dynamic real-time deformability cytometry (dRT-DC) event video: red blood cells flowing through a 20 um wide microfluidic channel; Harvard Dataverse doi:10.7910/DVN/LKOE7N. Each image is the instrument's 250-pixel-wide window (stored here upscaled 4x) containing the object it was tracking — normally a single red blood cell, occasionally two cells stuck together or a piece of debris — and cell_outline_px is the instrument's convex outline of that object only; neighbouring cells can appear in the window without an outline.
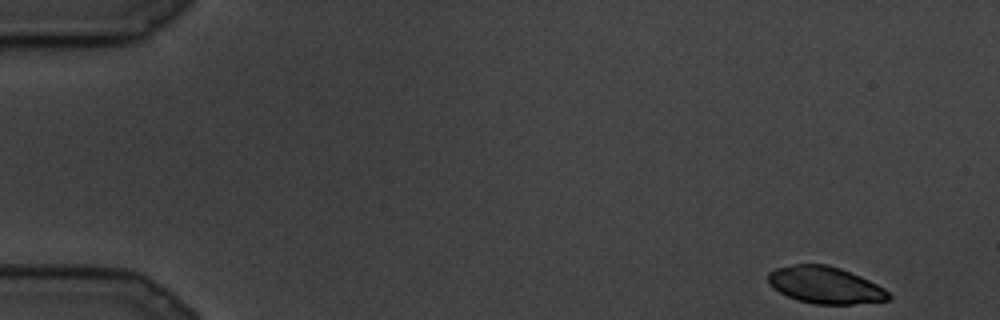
{"species": "common noctule bat (a hibernating species)", "species_latin": "Nyctalus noctula", "temperature_condition": "cold", "stored_images_in_passage": 6, "camera_frame_rate_fps": 3000, "um_per_image_px": 0.085, "animal": {"sex": "male", "body_mass_g": 19.5, "forearm_length_mm": 54.6}, "frame": {"image": 1, "passage_image": 1, "time_ms": 0.0, "image_size_px": [1000, 320], "cell_outline_px": [[892, 296], [888, 300], [852, 304], [816, 304], [796, 300], [772, 288], [768, 280], [768, 272], [776, 268], [796, 264], [828, 264], [840, 268], [860, 276], [884, 288]], "centroid_in_image_um": [70.12, 24.23], "position_along_channel_um": 14.9, "area_um2": 25.84}}